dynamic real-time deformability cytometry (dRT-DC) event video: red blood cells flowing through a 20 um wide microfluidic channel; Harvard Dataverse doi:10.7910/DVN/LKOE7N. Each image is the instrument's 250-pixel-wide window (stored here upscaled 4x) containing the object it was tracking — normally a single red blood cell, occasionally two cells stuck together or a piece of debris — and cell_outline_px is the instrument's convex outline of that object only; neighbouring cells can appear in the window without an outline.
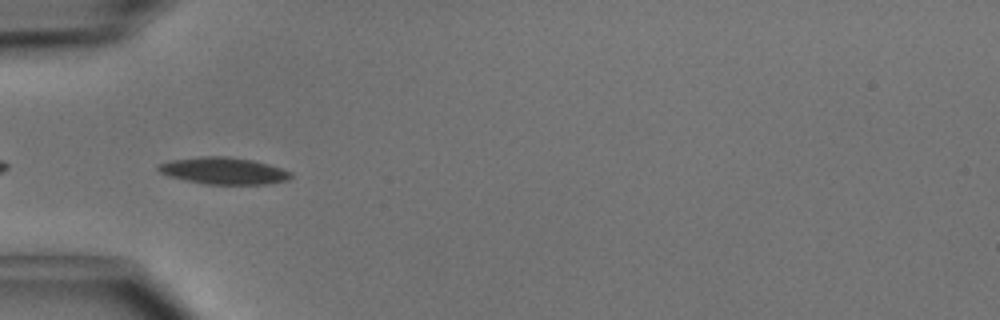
{"species": "common noctule bat (a hibernating species)", "species_latin": "Nyctalus noctula", "temperature_condition": "cold", "stored_images_in_passage": 4, "camera_frame_rate_fps": 3000, "um_per_image_px": 0.085, "animal": {"sex": "male", "body_mass_g": 15.6}, "frame": {"image": 1, "passage_image": 2, "time_ms": 0.333, "image_size_px": [1000, 320], "cell_outline_px": [[292, 176], [288, 180], [268, 184], [204, 184], [184, 180], [168, 176], [160, 172], [156, 168], [160, 164], [172, 160], [204, 156], [224, 156], [252, 160], [268, 164], [292, 172]], "centroid_in_image_um": [19.01, 14.53], "position_along_channel_um": 66.0, "area_um2": 20.63}}